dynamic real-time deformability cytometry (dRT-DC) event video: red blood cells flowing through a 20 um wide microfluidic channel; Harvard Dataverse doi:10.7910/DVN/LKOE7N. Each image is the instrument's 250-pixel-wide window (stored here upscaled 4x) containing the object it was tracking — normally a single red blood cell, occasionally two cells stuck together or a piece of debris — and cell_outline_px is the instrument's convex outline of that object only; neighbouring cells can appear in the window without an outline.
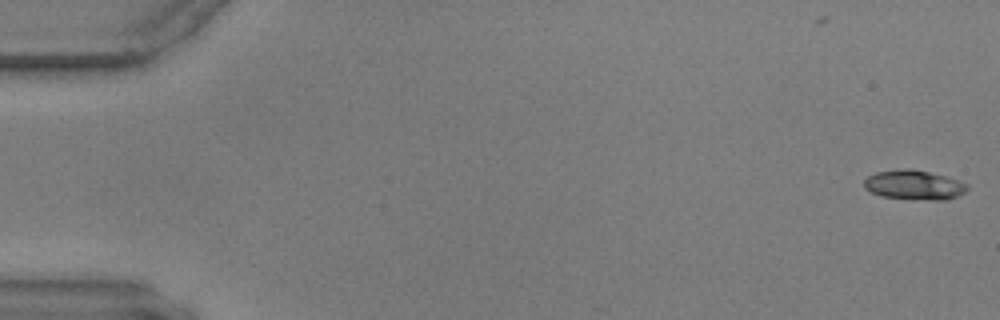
{"species": "common noctule bat (a hibernating species)", "species_latin": "Nyctalus noctula", "temperature_condition": "warm", "stored_images_in_passage": 5, "camera_frame_rate_fps": 3000, "um_per_image_px": 0.085, "animal": {"sex": "male", "body_mass_g": 17.9, "forearm_length_mm": 54.2}, "frame": {"image": 1, "passage_image": 1, "time_ms": 0.0, "image_size_px": [1000, 320], "cell_outline_px": [[968, 188], [964, 192], [948, 200], [928, 200], [880, 196], [864, 188], [864, 180], [868, 176], [876, 172], [908, 168], [928, 172], [944, 176], [968, 184]], "centroid_in_image_um": [77.68, 15.73], "position_along_channel_um": 7.3, "area_um2": 17.51}}